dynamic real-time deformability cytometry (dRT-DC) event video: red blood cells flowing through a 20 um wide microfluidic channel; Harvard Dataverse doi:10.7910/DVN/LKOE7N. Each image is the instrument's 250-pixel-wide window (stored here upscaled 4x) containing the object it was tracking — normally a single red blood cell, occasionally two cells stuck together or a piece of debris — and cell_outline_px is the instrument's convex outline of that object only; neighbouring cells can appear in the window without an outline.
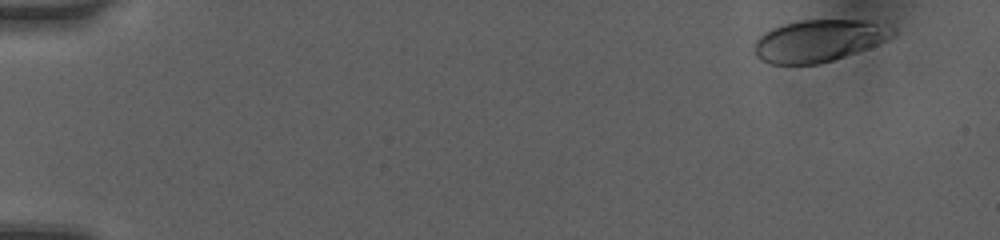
{"species": "human", "species_latin": "Homo sapiens", "temperature_condition": "room temperature", "stored_images_in_passage": 11, "camera_frame_rate_fps": 3000, "um_per_image_px": 0.085, "donor": {"sex": "female"}, "frame": {"image": 1, "passage_image": 1, "time_ms": 0.0, "image_size_px": [1000, 240], "cell_outline_px": [[896, 32], [888, 40], [844, 56], [820, 64], [772, 64], [760, 60], [756, 56], [752, 48], [752, 44], [764, 32], [772, 28], [784, 24], [800, 20], [872, 20]], "centroid_in_image_um": [69.53, 3.46], "position_along_channel_um": 15.5, "area_um2": 33.76}}
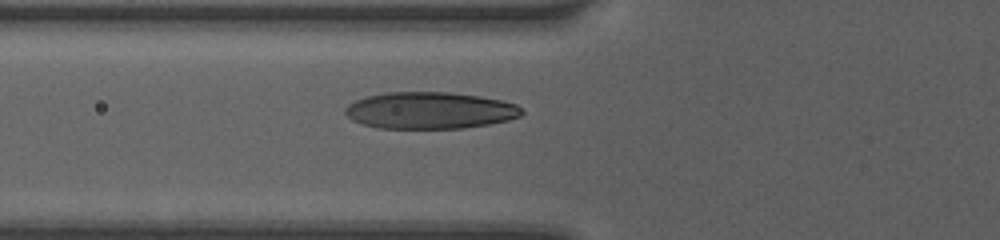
{"frame": {"image": 2, "passage_image": 7, "time_ms": 5.333, "image_size_px": [1000, 240], "cell_outline_px": [[524, 112], [520, 116], [508, 120], [488, 124], [464, 128], [380, 128], [364, 124], [352, 120], [344, 112], [344, 108], [348, 104], [356, 100], [368, 96], [388, 92], [448, 92], [480, 96], [500, 100], [516, 104]], "centroid_in_image_um": [36.54, 9.38], "position_along_channel_um": 89.3, "area_um2": 37.69}}
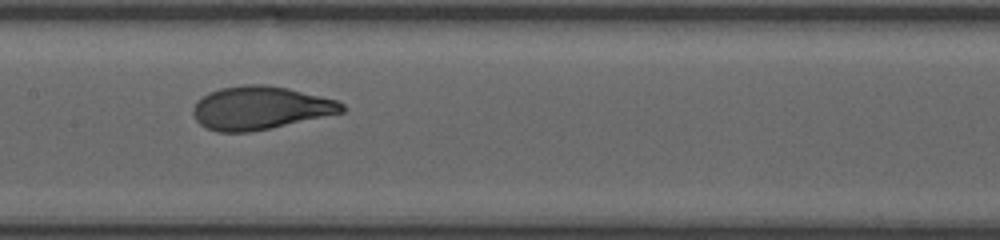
{"frame": {"image": 3, "passage_image": 10, "time_ms": 7.667, "image_size_px": [1000, 240], "cell_outline_px": [[344, 112], [268, 128], [248, 132], [216, 132], [200, 124], [196, 120], [192, 112], [192, 108], [196, 100], [208, 92], [220, 88], [244, 84], [264, 84], [288, 88], [336, 100], [344, 104]], "centroid_in_image_um": [22.06, 9.16], "position_along_channel_um": 185.3, "area_um2": 37.28}}